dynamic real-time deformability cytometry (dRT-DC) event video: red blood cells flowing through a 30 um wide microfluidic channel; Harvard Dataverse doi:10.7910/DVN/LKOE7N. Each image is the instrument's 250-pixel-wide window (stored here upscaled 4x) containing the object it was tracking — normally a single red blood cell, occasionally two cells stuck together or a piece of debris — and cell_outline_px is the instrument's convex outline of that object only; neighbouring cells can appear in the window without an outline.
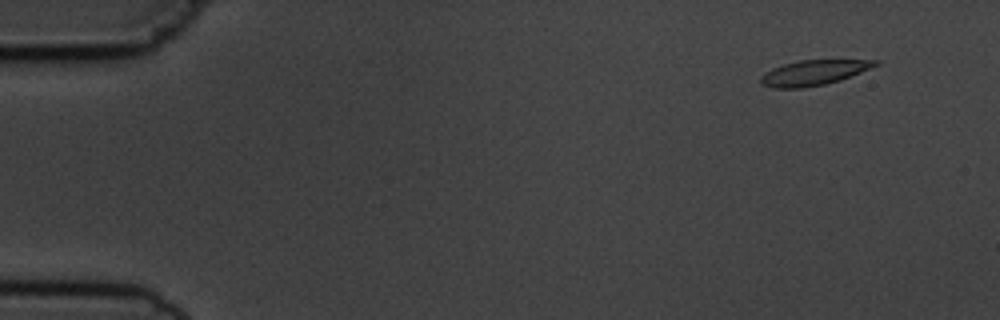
{"species": "common noctule bat (a hibernating species)", "species_latin": "Nyctalus noctula", "temperature_condition": "cold", "stored_images_in_passage": 4, "camera_frame_rate_fps": 3000, "um_per_image_px": 0.085, "animal": {"sex": "male", "body_mass_g": 19.5, "forearm_length_mm": 54.6}, "frame": {"image": 1, "passage_image": 2, "time_ms": 1.0, "image_size_px": [1000, 320], "cell_outline_px": [[880, 64], [840, 80], [824, 84], [804, 88], [772, 88], [760, 84], [760, 76], [764, 72], [772, 68], [784, 64], [800, 60], [880, 60]], "centroid_in_image_um": [69.11, 6.18], "position_along_channel_um": 15.9, "area_um2": 16.76}}